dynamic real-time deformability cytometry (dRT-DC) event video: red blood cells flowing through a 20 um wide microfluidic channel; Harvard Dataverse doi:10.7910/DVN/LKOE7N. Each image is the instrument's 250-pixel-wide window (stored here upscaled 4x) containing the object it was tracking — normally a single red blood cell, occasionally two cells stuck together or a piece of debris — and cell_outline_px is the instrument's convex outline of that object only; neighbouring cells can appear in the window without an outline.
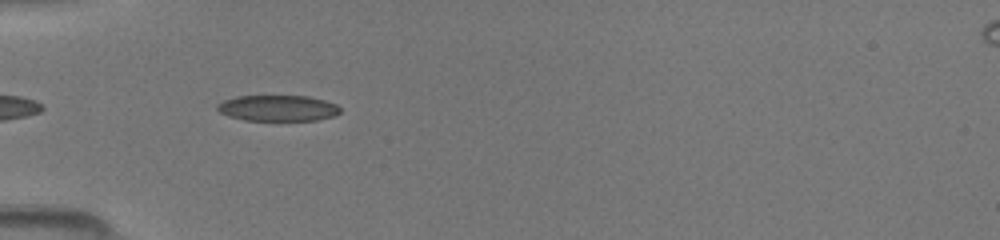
{"species": "common noctule bat (a hibernating species)", "species_latin": "Nyctalus noctula", "temperature_condition": "room temperature", "stored_images_in_passage": 16, "camera_frame_rate_fps": 3000, "um_per_image_px": 0.085, "animal": {"sex": "female", "body_mass_g": 19.5, "forearm_length_mm": 54.1}, "frame": {"image": 1, "passage_image": 3, "time_ms": 0.667, "image_size_px": [1000, 240], "cell_outline_px": [[340, 112], [332, 116], [316, 120], [244, 120], [228, 116], [220, 112], [216, 108], [216, 104], [224, 100], [236, 96], [308, 96], [324, 100], [336, 104], [340, 108]], "centroid_in_image_um": [23.58, 9.18], "position_along_channel_um": 61.4, "area_um2": 18.5}}
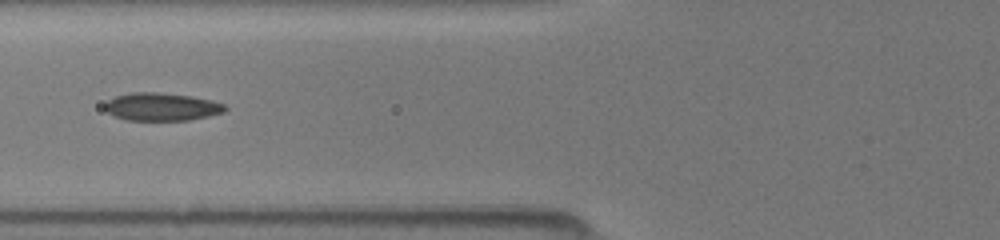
{"frame": {"image": 2, "passage_image": 7, "time_ms": 2.0, "image_size_px": [1000, 240], "cell_outline_px": [[228, 108], [224, 112], [208, 116], [188, 120], [128, 120], [116, 116], [108, 112], [104, 108], [104, 104], [108, 100], [116, 96], [132, 92], [156, 92], [192, 96], [212, 100], [224, 104]], "centroid_in_image_um": [13.76, 9.07], "position_along_channel_um": 112.0, "area_um2": 19.48}}